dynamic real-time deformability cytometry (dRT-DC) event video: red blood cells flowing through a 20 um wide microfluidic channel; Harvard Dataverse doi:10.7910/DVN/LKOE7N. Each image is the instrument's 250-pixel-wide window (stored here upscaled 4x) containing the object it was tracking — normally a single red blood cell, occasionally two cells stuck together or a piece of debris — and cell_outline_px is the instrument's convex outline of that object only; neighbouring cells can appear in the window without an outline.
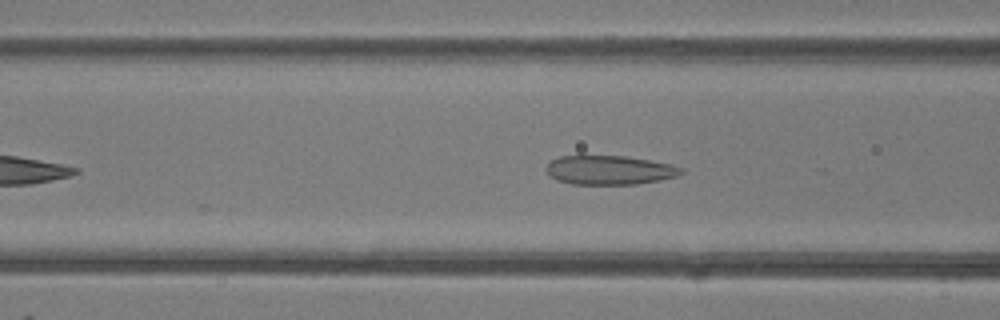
{"species": "common noctule bat (a hibernating species)", "species_latin": "Nyctalus noctula", "temperature_condition": "room temperature", "stored_images_in_passage": 21, "camera_frame_rate_fps": 3000, "um_per_image_px": 0.085, "animal": {"sex": "female"}, "frame": {"image": 1, "passage_image": 10, "time_ms": 3.0, "image_size_px": [1000, 320], "cell_outline_px": [[684, 172], [680, 176], [660, 180], [636, 184], [572, 184], [556, 180], [544, 168], [552, 160], [560, 156], [624, 156], [672, 164], [684, 168]], "centroid_in_image_um": [51.86, 14.46], "position_along_channel_um": 114.7, "area_um2": 22.89}}